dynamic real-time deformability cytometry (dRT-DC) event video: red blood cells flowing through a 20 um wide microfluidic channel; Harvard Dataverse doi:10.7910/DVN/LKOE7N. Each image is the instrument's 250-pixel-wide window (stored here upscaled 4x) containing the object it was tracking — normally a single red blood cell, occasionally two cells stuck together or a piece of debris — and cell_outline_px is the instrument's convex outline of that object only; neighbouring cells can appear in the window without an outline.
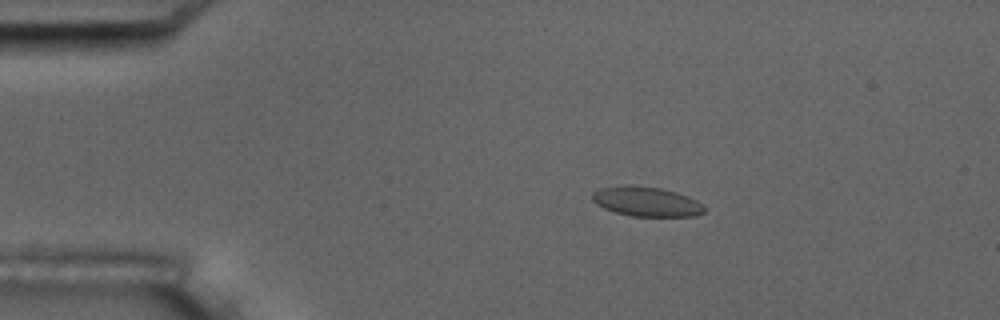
{"species": "common noctule bat (a hibernating species)", "species_latin": "Nyctalus noctula", "temperature_condition": "room temperature", "stored_images_in_passage": 4, "camera_frame_rate_fps": 3000, "um_per_image_px": 0.085, "animal": {"sex": "male", "body_mass_g": 17.5, "forearm_length_mm": 52.3}, "frame": {"image": 1, "passage_image": 3, "time_ms": 2.333, "image_size_px": [1000, 320], "cell_outline_px": [[704, 212], [696, 216], [632, 216], [616, 212], [604, 208], [596, 204], [592, 200], [592, 192], [600, 188], [624, 184], [632, 184], [660, 188], [676, 192], [688, 196], [704, 204]], "centroid_in_image_um": [54.93, 17.12], "position_along_channel_um": 30.1, "area_um2": 19.54}}